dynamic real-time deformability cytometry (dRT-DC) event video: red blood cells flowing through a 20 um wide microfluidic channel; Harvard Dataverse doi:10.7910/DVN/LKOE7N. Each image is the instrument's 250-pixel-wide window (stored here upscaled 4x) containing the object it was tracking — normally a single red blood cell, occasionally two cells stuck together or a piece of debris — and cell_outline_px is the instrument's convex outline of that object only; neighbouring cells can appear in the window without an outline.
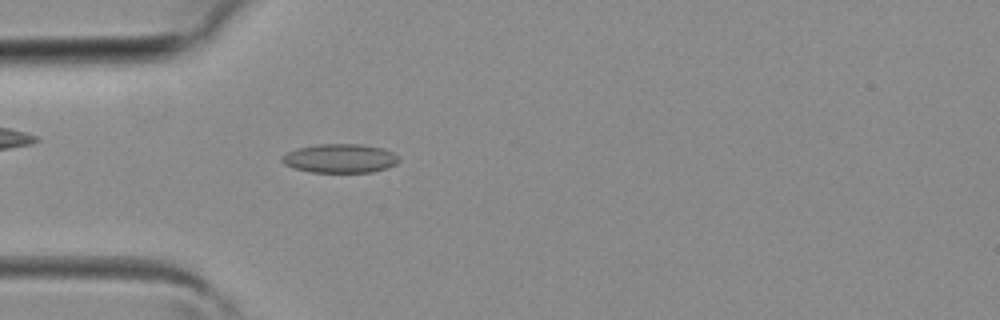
{"species": "common noctule bat (a hibernating species)", "species_latin": "Nyctalus noctula", "temperature_condition": "room temperature", "stored_images_in_passage": 34, "camera_frame_rate_fps": 3000, "um_per_image_px": 0.085, "animal": {"sex": "female", "body_mass_g": 19.3, "forearm_length_mm": 54.1}, "frame": {"image": 1, "passage_image": 6, "time_ms": 1.667, "image_size_px": [1000, 320], "cell_outline_px": [[400, 160], [396, 164], [388, 168], [372, 172], [308, 172], [292, 168], [284, 164], [280, 160], [280, 156], [288, 152], [300, 148], [320, 144], [360, 144], [384, 148], [400, 156]], "centroid_in_image_um": [28.92, 13.47], "position_along_channel_um": 56.1, "area_um2": 19.88}}
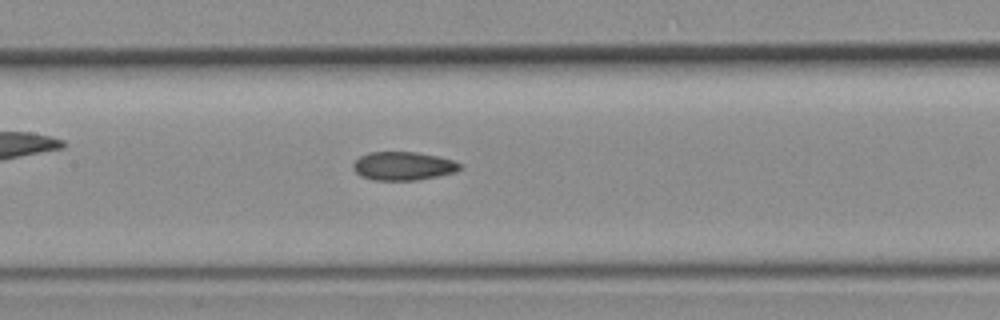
{"frame": {"image": 2, "passage_image": 13, "time_ms": 4.0, "image_size_px": [1000, 320], "cell_outline_px": [[460, 168], [456, 172], [416, 180], [372, 180], [360, 176], [352, 168], [352, 164], [360, 156], [368, 152], [416, 152], [436, 156], [452, 160], [460, 164]], "centroid_in_image_um": [34.22, 14.11], "position_along_channel_um": 173.2, "area_um2": 17.63}}
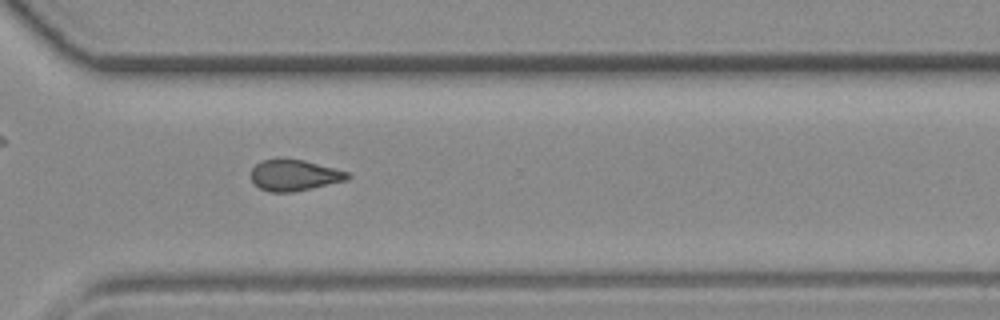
{"frame": {"image": 3, "passage_image": 23, "time_ms": 7.333, "image_size_px": [1000, 320], "cell_outline_px": [[352, 176], [348, 180], [312, 188], [292, 192], [268, 192], [260, 188], [252, 180], [252, 168], [256, 164], [264, 160], [304, 160], [348, 172]], "centroid_in_image_um": [25.05, 14.92], "position_along_channel_um": 345.5, "area_um2": 17.17}}